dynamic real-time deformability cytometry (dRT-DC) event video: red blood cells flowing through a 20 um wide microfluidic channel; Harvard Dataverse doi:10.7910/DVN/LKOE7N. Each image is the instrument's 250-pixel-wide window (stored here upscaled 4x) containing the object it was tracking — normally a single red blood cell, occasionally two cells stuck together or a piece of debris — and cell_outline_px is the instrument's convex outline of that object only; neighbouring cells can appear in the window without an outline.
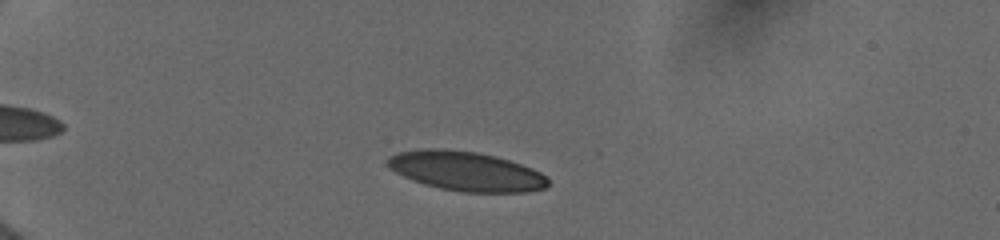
{"species": "human", "species_latin": "Homo sapiens", "temperature_condition": "cold", "stored_images_in_passage": 21, "camera_frame_rate_fps": 3000, "um_per_image_px": 0.085, "donor": {"sex": "female"}, "frame": {"image": 1, "passage_image": 9, "time_ms": 1.667, "image_size_px": [1000, 240], "cell_outline_px": [[548, 184], [544, 188], [528, 192], [460, 192], [440, 188], [424, 184], [412, 180], [396, 172], [388, 164], [388, 156], [400, 152], [428, 148], [432, 148], [476, 152], [508, 160], [532, 168], [540, 172], [548, 180]], "centroid_in_image_um": [39.62, 14.56], "position_along_channel_um": 45.4, "area_um2": 36.3}}
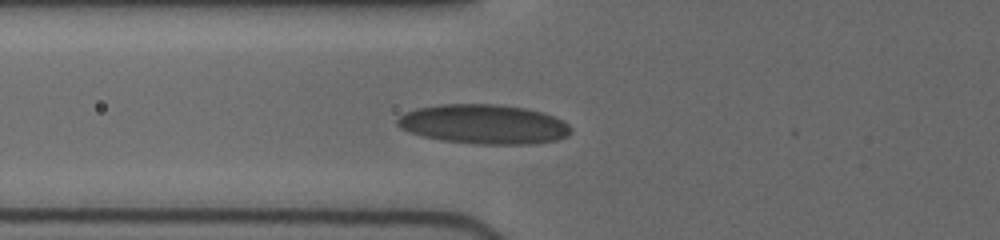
{"frame": {"image": 2, "passage_image": 20, "time_ms": 4.0, "image_size_px": [1000, 240], "cell_outline_px": [[572, 132], [568, 136], [556, 140], [532, 144], [472, 144], [440, 140], [408, 132], [400, 128], [396, 124], [396, 120], [404, 112], [416, 108], [444, 104], [496, 104], [524, 108], [544, 112], [564, 120], [572, 128]], "centroid_in_image_um": [41.13, 10.56], "position_along_channel_um": 84.7, "area_um2": 40.29}}